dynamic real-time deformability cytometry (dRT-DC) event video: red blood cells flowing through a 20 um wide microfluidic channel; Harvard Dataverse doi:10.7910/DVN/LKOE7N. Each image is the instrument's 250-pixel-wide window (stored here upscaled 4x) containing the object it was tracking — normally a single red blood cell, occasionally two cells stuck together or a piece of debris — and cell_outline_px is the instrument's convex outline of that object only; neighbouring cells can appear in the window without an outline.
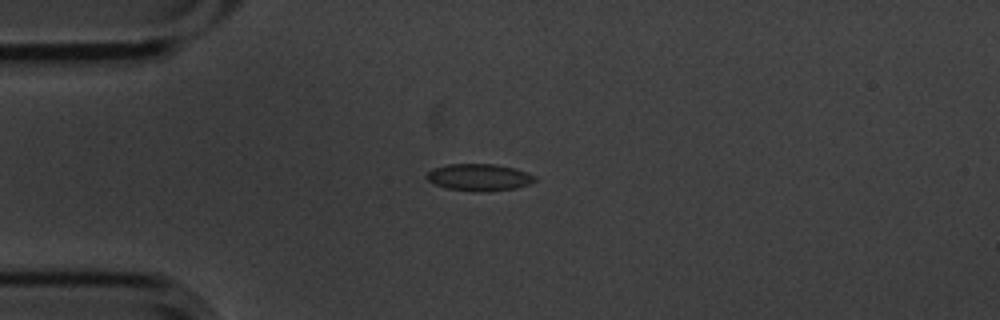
{"species": "common noctule bat (a hibernating species)", "species_latin": "Nyctalus noctula", "temperature_condition": "cold", "stored_images_in_passage": 4, "camera_frame_rate_fps": 3000, "um_per_image_px": 0.085, "animal": {"sex": "male", "body_mass_g": 20.1, "forearm_length_mm": 53.5}, "frame": {"image": 1, "passage_image": 4, "time_ms": 1.0, "image_size_px": [1000, 320], "cell_outline_px": [[536, 180], [528, 184], [516, 188], [448, 188], [436, 184], [428, 180], [424, 176], [432, 168], [448, 164], [496, 164], [516, 168], [536, 176]], "centroid_in_image_um": [40.72, 14.99], "position_along_channel_um": 44.3, "area_um2": 15.95}}